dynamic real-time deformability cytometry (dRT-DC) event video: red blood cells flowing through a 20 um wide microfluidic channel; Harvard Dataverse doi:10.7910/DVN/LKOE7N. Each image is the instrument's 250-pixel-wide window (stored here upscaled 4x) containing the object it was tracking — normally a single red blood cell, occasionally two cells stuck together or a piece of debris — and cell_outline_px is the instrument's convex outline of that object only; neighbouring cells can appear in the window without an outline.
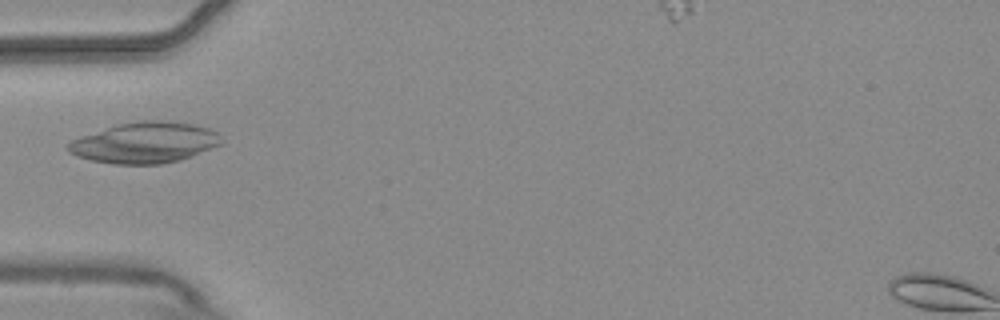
{"species": "common noctule bat (a hibernating species)", "species_latin": "Nyctalus noctula", "temperature_condition": "warm", "stored_images_in_passage": 8, "camera_frame_rate_fps": 3000, "um_per_image_px": 0.085, "animal": {"sex": "male", "body_mass_g": 20.4}, "frame": {"image": 1, "passage_image": 5, "time_ms": 1.333, "image_size_px": [1000, 320], "cell_outline_px": [[224, 144], [180, 160], [160, 164], [112, 164], [92, 160], [76, 156], [68, 152], [68, 144], [72, 140], [116, 124], [140, 120], [160, 120], [192, 124], [208, 128], [216, 132], [224, 140]], "centroid_in_image_um": [12.34, 12.13], "position_along_channel_um": 72.7, "area_um2": 36.47}}
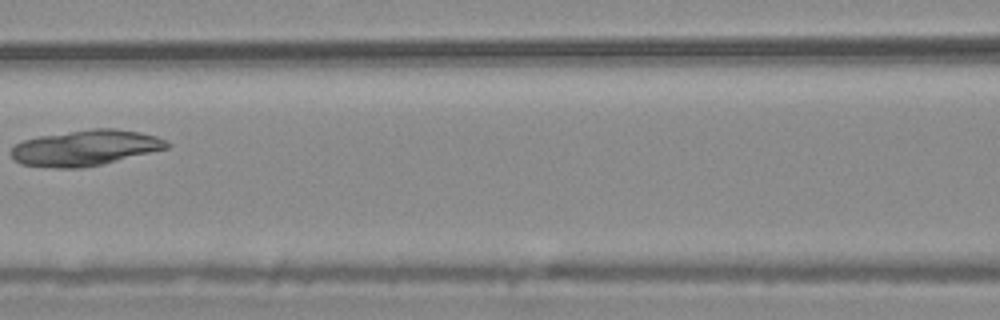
{"frame": {"image": 2, "passage_image": 7, "time_ms": 2.0, "image_size_px": [1000, 320], "cell_outline_px": [[172, 144], [168, 148], [104, 164], [80, 168], [56, 168], [20, 164], [12, 156], [12, 148], [16, 144], [24, 140], [40, 136], [92, 128], [116, 128], [140, 132], [156, 136]], "centroid_in_image_um": [7.29, 12.57], "position_along_channel_um": 159.3, "area_um2": 32.31}}
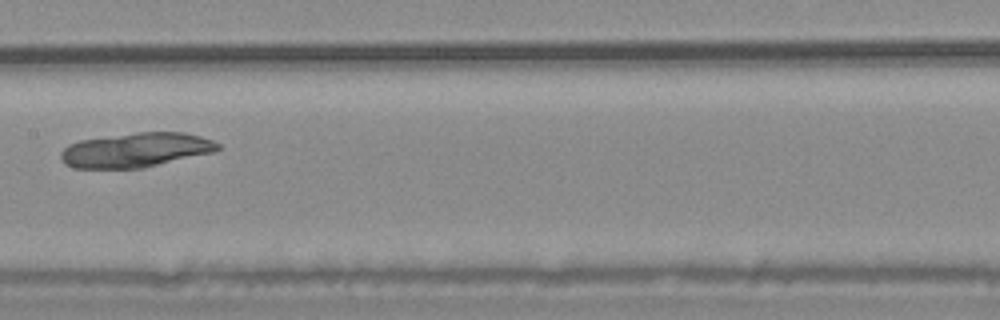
{"frame": {"image": 3, "passage_image": 8, "time_ms": 2.333, "image_size_px": [1000, 320], "cell_outline_px": [[220, 148], [216, 152], [144, 168], [72, 168], [64, 164], [60, 156], [60, 152], [68, 144], [80, 140], [136, 132], [184, 132], [200, 136], [212, 140], [220, 144]], "centroid_in_image_um": [11.56, 12.75], "position_along_channel_um": 195.8, "area_um2": 31.85}}